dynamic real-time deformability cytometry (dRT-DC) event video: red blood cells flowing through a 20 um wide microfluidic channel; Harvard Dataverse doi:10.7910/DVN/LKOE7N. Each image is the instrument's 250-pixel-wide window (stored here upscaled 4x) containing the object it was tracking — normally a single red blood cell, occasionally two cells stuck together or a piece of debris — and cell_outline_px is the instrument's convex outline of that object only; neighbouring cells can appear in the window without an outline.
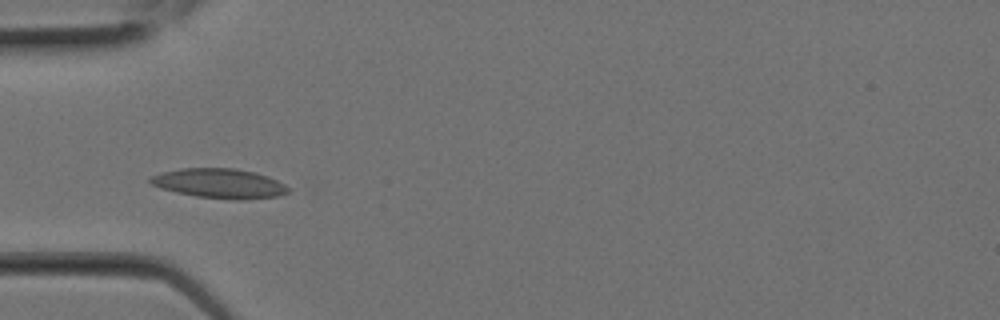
{"species": "Egyptian fruit bat (a non-hibernating species)", "species_latin": "Rousettus aegyptiacus", "temperature_condition": "room temperature", "stored_images_in_passage": 3, "camera_frame_rate_fps": 3000, "um_per_image_px": 0.085, "animal": {"sex": "female"}, "frame": {"image": 1, "passage_image": 3, "time_ms": 0.667, "image_size_px": [1000, 320], "cell_outline_px": [[288, 192], [276, 196], [240, 200], [232, 200], [196, 196], [176, 192], [160, 188], [152, 184], [148, 180], [148, 176], [160, 172], [180, 168], [236, 168], [256, 172], [268, 176], [284, 184], [288, 188]], "centroid_in_image_um": [18.6, 15.58], "position_along_channel_um": 66.4, "area_um2": 23.93}}